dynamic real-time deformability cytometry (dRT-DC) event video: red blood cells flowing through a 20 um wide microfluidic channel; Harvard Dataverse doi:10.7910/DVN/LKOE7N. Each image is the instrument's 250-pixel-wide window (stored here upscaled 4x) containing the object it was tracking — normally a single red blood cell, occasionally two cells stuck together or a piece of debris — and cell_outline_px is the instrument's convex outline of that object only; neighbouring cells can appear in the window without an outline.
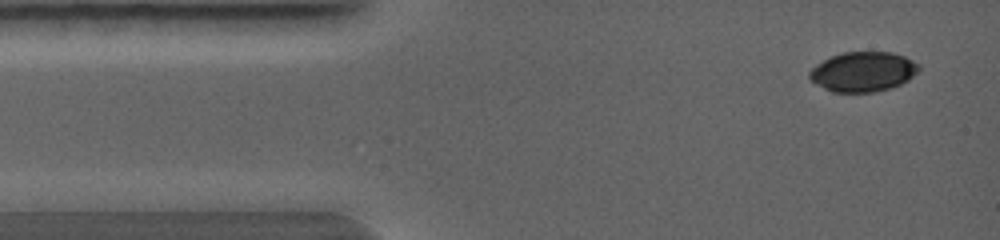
{"species": "common noctule bat (a hibernating species)", "species_latin": "Nyctalus noctula", "temperature_condition": "warm", "stored_images_in_passage": 6, "camera_frame_rate_fps": 5000, "um_per_image_px": 0.085, "animal": {"sex": "female", "body_mass_g": 19.0, "forearm_length_mm": 56.7}, "frame": {"image": 1, "passage_image": 1, "time_ms": 0.0, "image_size_px": [1000, 240], "cell_outline_px": [[920, 68], [908, 80], [892, 88], [876, 92], [832, 92], [816, 84], [808, 76], [808, 72], [816, 64], [832, 56], [844, 52], [892, 52], [904, 56], [920, 64]], "centroid_in_image_um": [73.36, 6.1], "position_along_channel_um": 11.6, "area_um2": 25.37}}
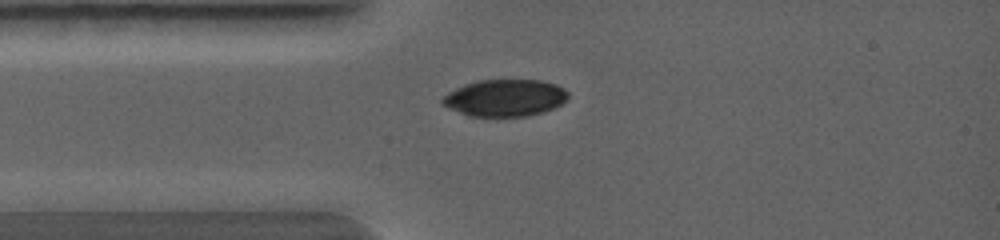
{"frame": {"image": 2, "passage_image": 4, "time_ms": 1.4, "image_size_px": [1000, 240], "cell_outline_px": [[568, 96], [556, 108], [544, 112], [528, 116], [468, 116], [440, 104], [440, 100], [448, 92], [464, 84], [476, 80], [540, 80], [556, 84], [564, 88], [568, 92]], "centroid_in_image_um": [42.91, 8.32], "position_along_channel_um": 42.1, "area_um2": 27.22}}
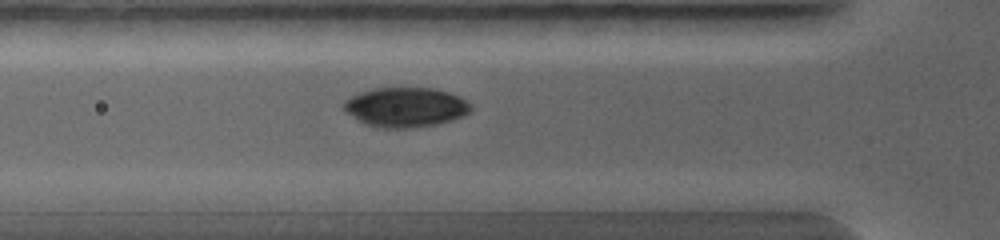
{"frame": {"image": 3, "passage_image": 6, "time_ms": 2.2, "image_size_px": [1000, 240], "cell_outline_px": [[472, 112], [464, 116], [452, 120], [436, 124], [408, 128], [376, 128], [364, 124], [352, 116], [344, 108], [344, 100], [360, 92], [372, 88], [432, 88], [448, 92], [460, 96], [472, 104]], "centroid_in_image_um": [34.51, 9.12], "position_along_channel_um": 91.3, "area_um2": 29.54}}